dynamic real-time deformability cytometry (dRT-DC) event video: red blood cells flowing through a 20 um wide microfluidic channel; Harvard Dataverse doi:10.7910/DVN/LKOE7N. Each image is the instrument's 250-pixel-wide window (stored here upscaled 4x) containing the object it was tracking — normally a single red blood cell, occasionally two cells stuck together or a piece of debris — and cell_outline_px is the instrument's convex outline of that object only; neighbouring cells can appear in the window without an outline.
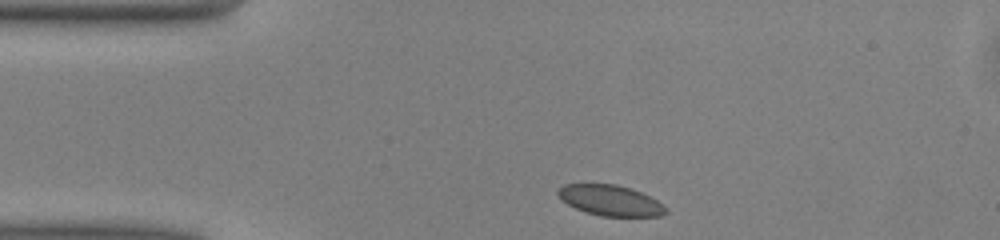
{"species": "common noctule bat (a hibernating species)", "species_latin": "Nyctalus noctula", "temperature_condition": "warm", "stored_images_in_passage": 41, "camera_frame_rate_fps": 3000, "um_per_image_px": 0.085, "animal": {"sex": "male", "body_mass_g": 13.0, "forearm_length_mm": 53.1}, "frame": {"image": 1, "passage_image": 1, "time_ms": 0.0, "image_size_px": [1000, 240], "cell_outline_px": [[668, 212], [660, 216], [600, 216], [576, 208], [560, 200], [556, 192], [556, 188], [564, 184], [616, 184], [632, 188], [656, 200], [668, 208]], "centroid_in_image_um": [51.86, 17.02], "position_along_channel_um": 33.1, "area_um2": 19.31}}
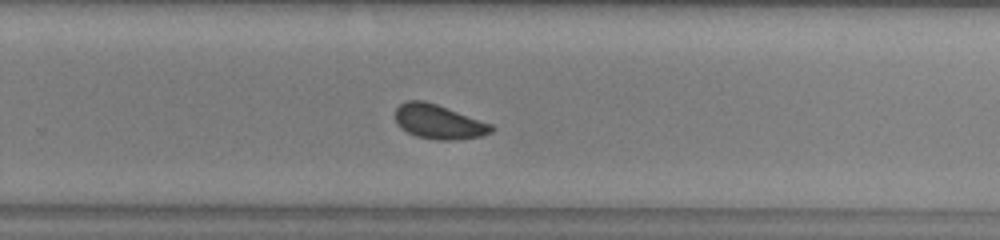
{"frame": {"image": 2, "passage_image": 23, "time_ms": 7.333, "image_size_px": [1000, 240], "cell_outline_px": [[496, 128], [492, 132], [480, 136], [452, 140], [436, 140], [416, 136], [400, 128], [396, 124], [396, 108], [404, 100], [424, 100], [436, 104], [492, 124]], "centroid_in_image_um": [37.27, 10.35], "position_along_channel_um": 292.5, "area_um2": 19.25}}
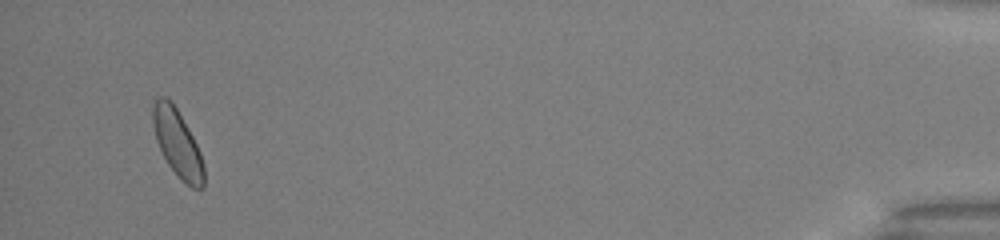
{"frame": {"image": 3, "passage_image": 39, "time_ms": 12.667, "image_size_px": [1000, 240], "cell_outline_px": [[204, 188], [192, 188], [180, 180], [168, 164], [156, 140], [152, 124], [152, 100], [160, 96], [168, 96], [172, 100], [192, 136], [200, 152], [204, 164]], "centroid_in_image_um": [15.06, 12.14], "position_along_channel_um": 420.1, "area_um2": 20.17}, "authors_computed_cell_mechanics": {"area_um2": 19.4208, "velocity_mm_per_s": 4.0417, "shape_relaxation_time_tau1_ms": 1.8675, "shape_relaxation_time_tau2_ms": 3.217, "deformation_change_tau1": 0.0437, "deformation_change_tau2": 0.0517}}